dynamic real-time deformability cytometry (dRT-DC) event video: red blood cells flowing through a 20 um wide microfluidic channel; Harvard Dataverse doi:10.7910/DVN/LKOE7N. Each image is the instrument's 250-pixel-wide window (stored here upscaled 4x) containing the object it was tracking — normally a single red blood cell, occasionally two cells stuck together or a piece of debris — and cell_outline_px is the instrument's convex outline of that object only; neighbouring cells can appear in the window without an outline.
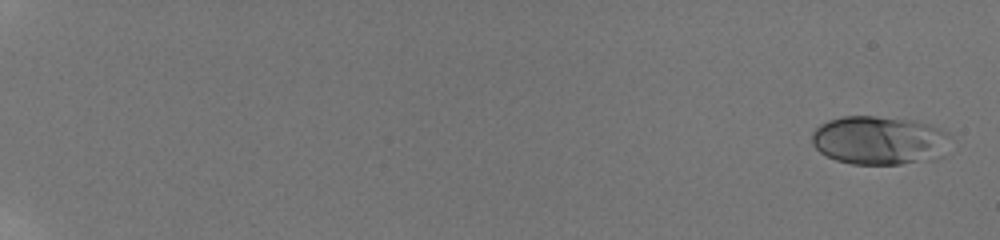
{"species": "human", "species_latin": "Homo sapiens", "temperature_condition": "room temperature", "stored_images_in_passage": 28, "camera_frame_rate_fps": 3000, "um_per_image_px": 0.085, "donor": {"sex": "male"}, "frame": {"image": 1, "passage_image": 1, "time_ms": 0.0, "image_size_px": [1000, 240], "cell_outline_px": [[948, 136], [944, 156], [936, 160], [900, 164], [852, 164], [836, 160], [820, 152], [812, 144], [812, 132], [820, 124], [828, 120], [844, 116], [876, 116], [916, 120], [940, 128], [948, 132]], "centroid_in_image_um": [74.76, 11.93], "position_along_channel_um": 10.2, "area_um2": 39.65}}
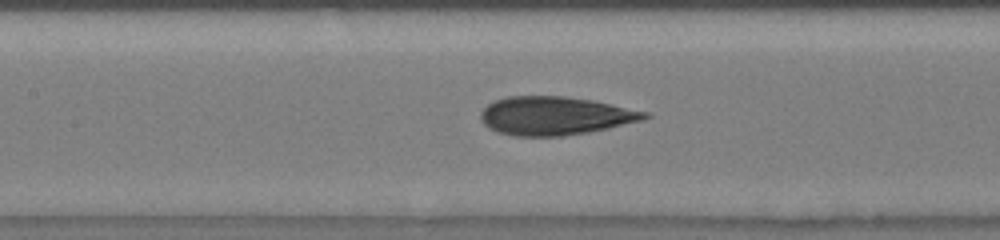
{"frame": {"image": 2, "passage_image": 19, "time_ms": 10.0, "image_size_px": [1000, 240], "cell_outline_px": [[652, 116], [644, 120], [608, 128], [588, 132], [560, 136], [512, 136], [496, 132], [488, 128], [480, 120], [480, 112], [488, 104], [496, 100], [508, 96], [564, 96], [592, 100], [648, 112]], "centroid_in_image_um": [47.16, 9.85], "position_along_channel_um": 160.2, "area_um2": 36.82}}
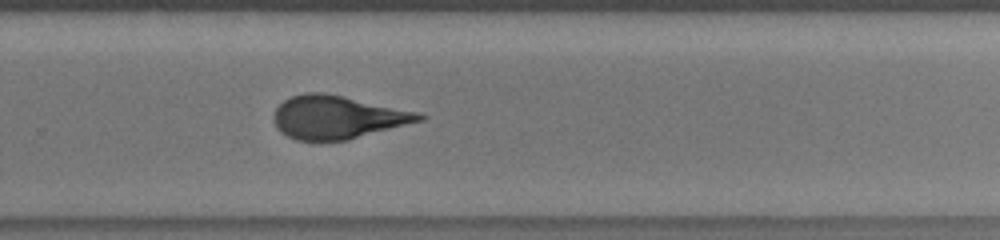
{"frame": {"image": 3, "passage_image": 28, "time_ms": 13.667, "image_size_px": [1000, 240], "cell_outline_px": [[428, 116], [424, 120], [348, 140], [296, 140], [280, 132], [276, 128], [272, 116], [276, 108], [284, 100], [292, 96], [304, 92], [324, 92], [344, 96], [420, 112]], "centroid_in_image_um": [28.69, 9.95], "position_along_channel_um": 301.1, "area_um2": 36.76}}